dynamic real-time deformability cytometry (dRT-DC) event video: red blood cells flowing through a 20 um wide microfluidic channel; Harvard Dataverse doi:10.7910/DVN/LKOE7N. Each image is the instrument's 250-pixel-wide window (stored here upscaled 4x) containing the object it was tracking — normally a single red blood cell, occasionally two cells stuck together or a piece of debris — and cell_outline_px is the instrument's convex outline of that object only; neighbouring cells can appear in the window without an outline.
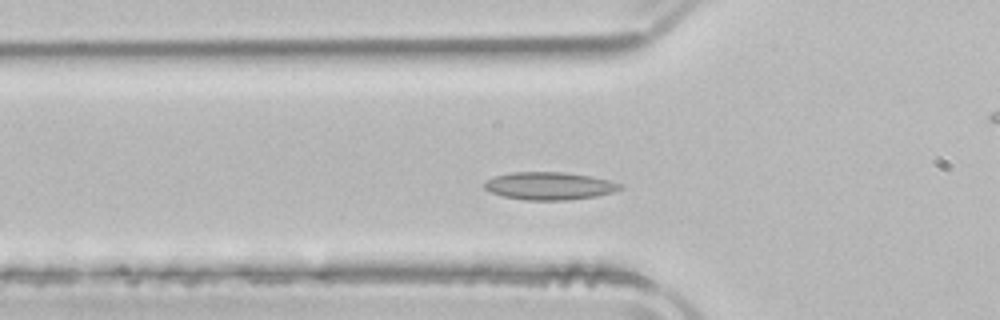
{"species": "common noctule bat (a hibernating species)", "species_latin": "Nyctalus noctula", "temperature_condition": "room temperature", "stored_images_in_passage": 47, "camera_frame_rate_fps": 3000, "um_per_image_px": 0.085, "animal": {"sex": "male", "body_mass_g": 21.5, "forearm_length_mm": 52.0}, "frame": {"image": 1, "passage_image": 12, "time_ms": 3.667, "image_size_px": [1000, 320], "cell_outline_px": [[624, 188], [612, 192], [596, 196], [568, 200], [524, 200], [504, 196], [492, 192], [484, 188], [484, 180], [492, 176], [512, 172], [564, 172], [592, 176], [608, 180], [620, 184]], "centroid_in_image_um": [46.67, 15.79], "position_along_channel_um": 79.1, "area_um2": 21.96}}
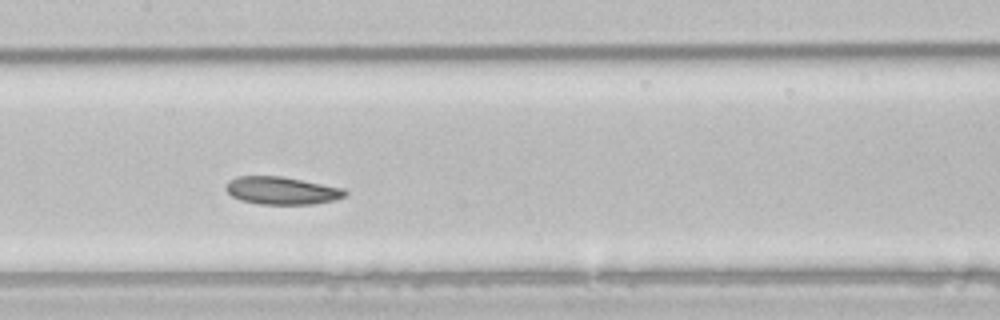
{"frame": {"image": 2, "passage_image": 20, "time_ms": 6.333, "image_size_px": [1000, 320], "cell_outline_px": [[348, 192], [344, 196], [336, 200], [312, 204], [260, 204], [240, 200], [232, 196], [224, 188], [228, 180], [236, 176], [284, 176], [344, 188]], "centroid_in_image_um": [23.94, 16.19], "position_along_channel_um": 183.5, "area_um2": 19.42}}
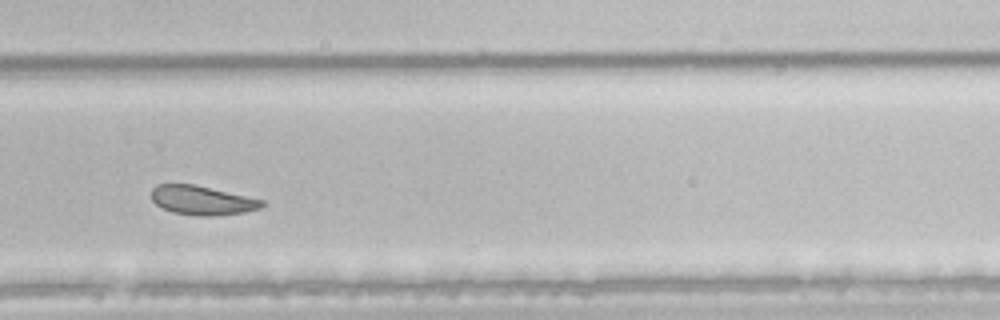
{"frame": {"image": 3, "passage_image": 30, "time_ms": 9.667, "image_size_px": [1000, 320], "cell_outline_px": [[264, 204], [260, 208], [244, 212], [212, 216], [200, 216], [172, 212], [156, 204], [152, 200], [152, 188], [156, 184], [192, 184], [264, 200]], "centroid_in_image_um": [17.16, 17.03], "position_along_channel_um": 312.6, "area_um2": 18.5}, "authors_computed_cell_mechanics": {"area_um2": 21.2704, "velocity_mm_per_s": 3.8929, "shape_relaxation_time_tau1_ms": null, "shape_relaxation_time_tau2_ms": 9.7588, "deformation_change_tau1": null, "deformation_change_tau2": 0.1518}}